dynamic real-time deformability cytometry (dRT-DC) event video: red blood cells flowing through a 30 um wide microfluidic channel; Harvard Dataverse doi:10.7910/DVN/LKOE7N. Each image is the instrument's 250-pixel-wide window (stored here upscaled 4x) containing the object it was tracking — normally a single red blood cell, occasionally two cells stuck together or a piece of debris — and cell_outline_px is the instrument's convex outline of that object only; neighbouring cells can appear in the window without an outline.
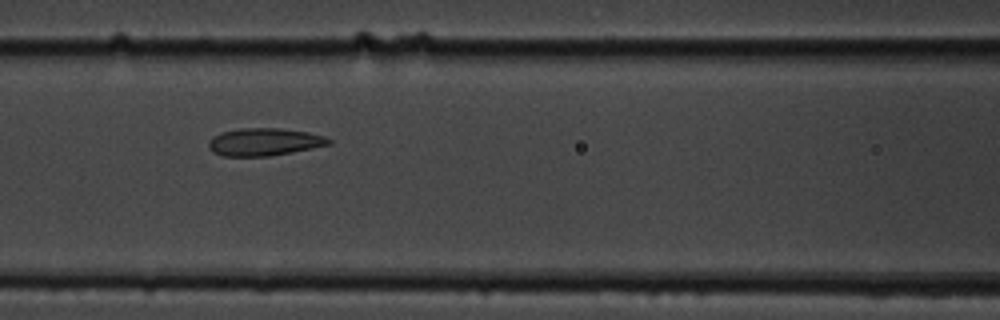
{"species": "common noctule bat (a hibernating species)", "species_latin": "Nyctalus noctula", "temperature_condition": "cold", "stored_images_in_passage": 7, "segment_of_instrument_passage": [1, 2], "camera_frame_rate_fps": 3000, "um_per_image_px": 0.085, "animal": {"sex": "male", "body_mass_g": 19.5, "forearm_length_mm": 54.6}, "frame": {"image": 1, "passage_image": 3, "time_ms": 2.333, "image_size_px": [1000, 320], "cell_outline_px": [[332, 144], [292, 152], [268, 156], [224, 156], [212, 152], [208, 148], [208, 140], [212, 136], [220, 132], [240, 128], [280, 128], [308, 132], [324, 136], [332, 140]], "centroid_in_image_um": [22.43, 12.06], "position_along_channel_um": 144.2, "area_um2": 19.48}}
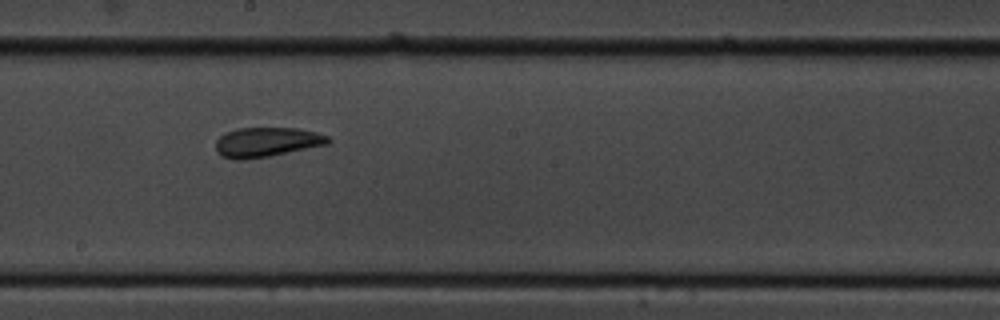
{"frame": {"image": 2, "passage_image": 5, "time_ms": 4.667, "image_size_px": [1000, 320], "cell_outline_px": [[332, 140], [328, 144], [268, 156], [240, 160], [236, 160], [220, 156], [216, 152], [216, 140], [220, 136], [236, 128], [296, 128], [316, 132], [328, 136]], "centroid_in_image_um": [22.65, 12.08], "position_along_channel_um": 225.5, "area_um2": 19.31}}
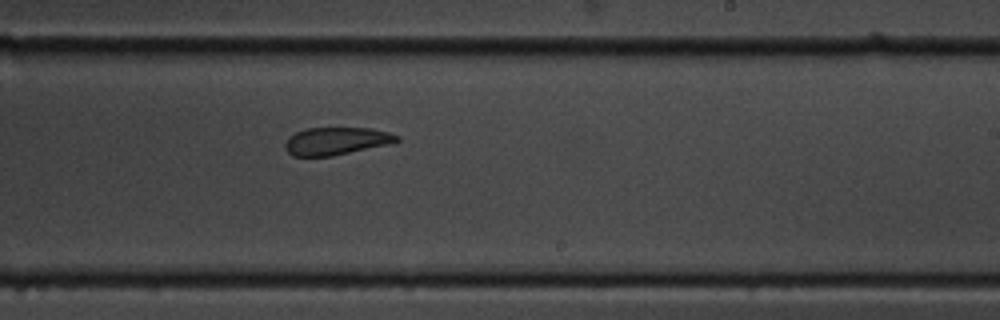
{"frame": {"image": 3, "passage_image": 6, "time_ms": 5.667, "image_size_px": [1000, 320], "cell_outline_px": [[400, 140], [396, 144], [332, 156], [292, 156], [284, 148], [284, 144], [288, 136], [296, 132], [308, 128], [372, 128], [388, 132], [400, 136]], "centroid_in_image_um": [28.64, 12.0], "position_along_channel_um": 260.4, "area_um2": 18.44}}